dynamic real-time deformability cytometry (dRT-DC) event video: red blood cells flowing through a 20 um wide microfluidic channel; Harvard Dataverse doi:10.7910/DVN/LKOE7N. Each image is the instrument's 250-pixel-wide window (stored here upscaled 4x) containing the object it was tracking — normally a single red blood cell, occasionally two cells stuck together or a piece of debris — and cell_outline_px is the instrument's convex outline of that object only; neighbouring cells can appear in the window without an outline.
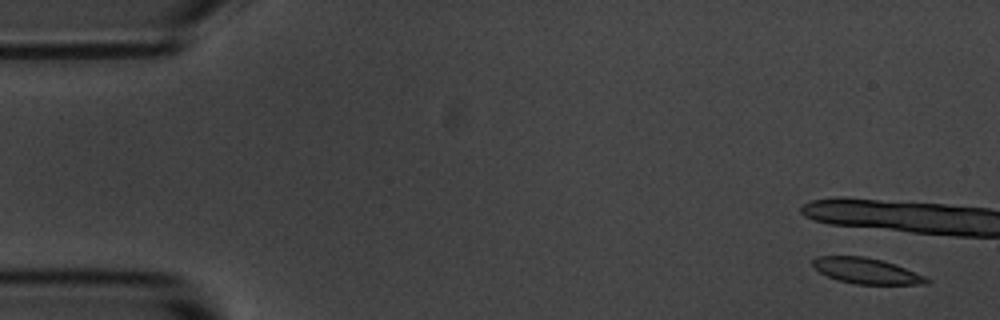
{"species": "common noctule bat (a hibernating species)", "species_latin": "Nyctalus noctula", "temperature_condition": "room temperature", "stored_images_in_passage": 5, "camera_frame_rate_fps": 3000, "um_per_image_px": 0.085, "animal": {"sex": "male", "body_mass_g": 20.1, "forearm_length_mm": 53.5}, "frame": {"image": 1, "passage_image": 1, "time_ms": 0.0, "image_size_px": [1000, 320], "cell_outline_px": [[932, 280], [928, 284], [856, 284], [836, 280], [820, 272], [812, 264], [812, 260], [816, 256], [864, 256], [896, 264], [924, 276]], "centroid_in_image_um": [73.65, 23.02], "position_along_channel_um": 11.4, "area_um2": 16.99}}